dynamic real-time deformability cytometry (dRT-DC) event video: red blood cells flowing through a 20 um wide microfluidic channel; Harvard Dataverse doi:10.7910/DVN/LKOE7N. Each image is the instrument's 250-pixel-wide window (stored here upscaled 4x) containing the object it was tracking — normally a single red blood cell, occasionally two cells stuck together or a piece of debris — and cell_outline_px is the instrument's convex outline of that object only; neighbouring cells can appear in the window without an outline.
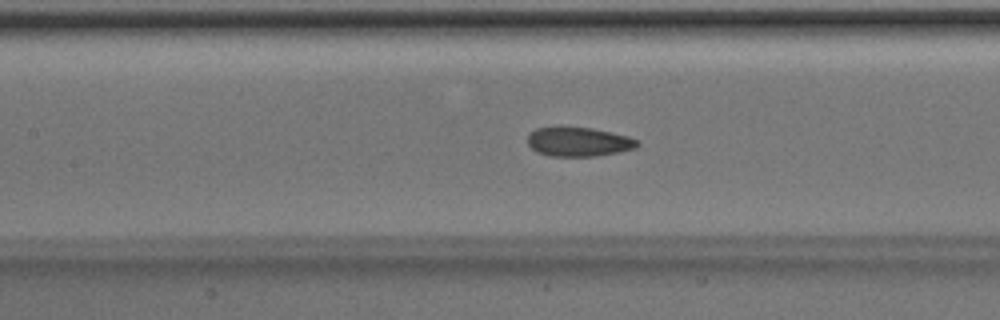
{"species": "Egyptian fruit bat (a non-hibernating species)", "species_latin": "Rousettus aegyptiacus", "temperature_condition": "room temperature", "stored_images_in_passage": 50, "camera_frame_rate_fps": 3000, "um_per_image_px": 0.085, "animal": {"sex": "male"}, "frame": {"image": 1, "passage_image": 22, "time_ms": 7.0, "image_size_px": [1000, 320], "cell_outline_px": [[640, 144], [636, 148], [596, 156], [548, 156], [536, 152], [528, 144], [528, 136], [536, 128], [560, 124], [592, 128], [628, 136], [640, 140]], "centroid_in_image_um": [49.15, 12.01], "position_along_channel_um": 158.2, "area_um2": 19.25}}
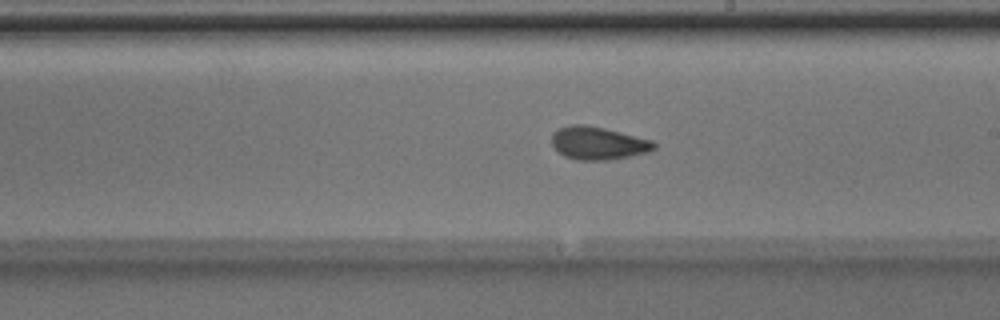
{"frame": {"image": 2, "passage_image": 28, "time_ms": 9.0, "image_size_px": [1000, 320], "cell_outline_px": [[656, 148], [648, 152], [608, 160], [576, 160], [564, 156], [552, 144], [552, 132], [556, 128], [572, 124], [584, 124], [604, 128], [652, 140], [656, 144]], "centroid_in_image_um": [50.81, 12.16], "position_along_channel_um": 238.2, "area_um2": 19.59}}
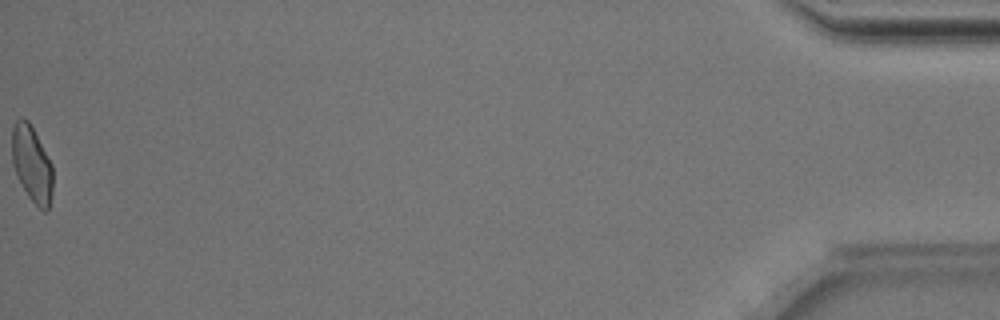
{"frame": {"image": 3, "passage_image": 50, "time_ms": 16.333, "image_size_px": [1000, 320], "cell_outline_px": [[52, 192], [48, 208], [44, 212], [28, 196], [12, 164], [12, 128], [16, 120], [20, 116], [28, 120], [52, 164]], "centroid_in_image_um": [2.7, 13.9], "position_along_channel_um": 432.5, "area_um2": 17.8}, "authors_computed_cell_mechanics": {"area_um2": 19.0451, "velocity_mm_per_s": 4.0204, "shape_relaxation_time_tau1_ms": 4.4154, "shape_relaxation_time_tau2_ms": 1.3762, "deformation_change_tau1": 0.1221, "deformation_change_tau2": 0.0774}}